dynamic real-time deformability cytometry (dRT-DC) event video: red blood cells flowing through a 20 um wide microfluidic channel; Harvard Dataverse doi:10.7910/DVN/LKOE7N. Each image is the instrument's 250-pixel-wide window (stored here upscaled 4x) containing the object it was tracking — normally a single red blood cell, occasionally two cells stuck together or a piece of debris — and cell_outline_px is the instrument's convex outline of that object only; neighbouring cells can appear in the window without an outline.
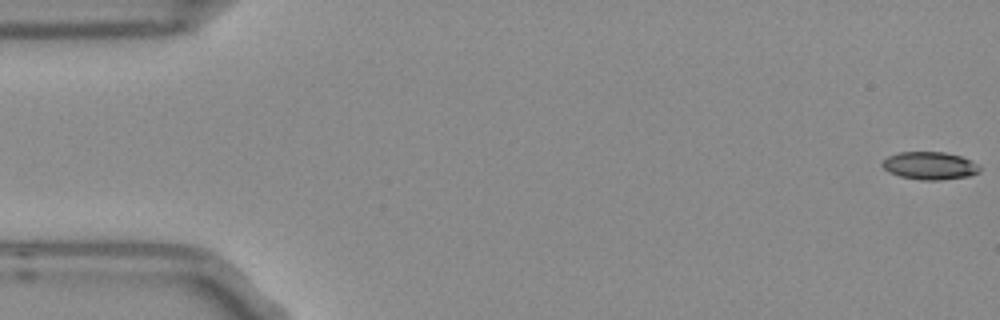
{"species": "Egyptian fruit bat (a non-hibernating species)", "species_latin": "Rousettus aegyptiacus", "temperature_condition": "room temperature", "stored_images_in_passage": 5, "camera_frame_rate_fps": 3000, "um_per_image_px": 0.085, "frame": {"image": 1, "passage_image": 1, "time_ms": 0.0, "image_size_px": [1000, 320], "cell_outline_px": [[980, 172], [968, 176], [940, 180], [920, 180], [900, 176], [888, 172], [880, 164], [888, 156], [900, 152], [944, 152], [960, 156], [976, 164], [980, 168]], "centroid_in_image_um": [78.99, 14.09], "position_along_channel_um": 6.0, "area_um2": 15.61}}
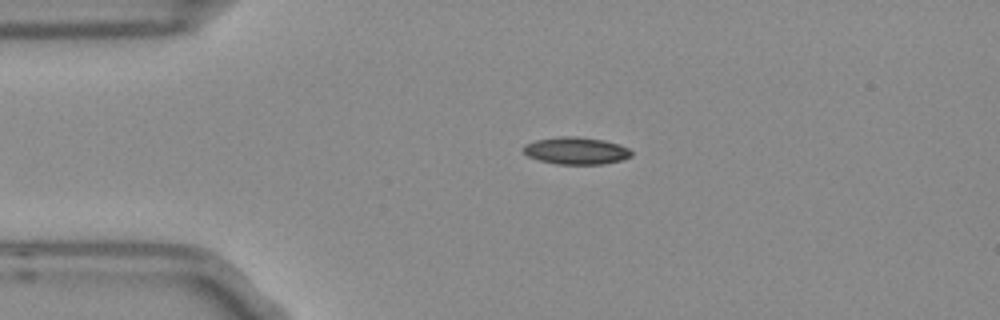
{"frame": {"image": 2, "passage_image": 4, "time_ms": 1.0, "image_size_px": [1000, 320], "cell_outline_px": [[632, 156], [620, 160], [604, 164], [556, 164], [540, 160], [528, 156], [520, 148], [524, 144], [536, 140], [560, 136], [572, 136], [604, 140], [620, 144], [628, 148], [632, 152]], "centroid_in_image_um": [48.95, 12.81], "position_along_channel_um": 36.0, "area_um2": 17.17}}